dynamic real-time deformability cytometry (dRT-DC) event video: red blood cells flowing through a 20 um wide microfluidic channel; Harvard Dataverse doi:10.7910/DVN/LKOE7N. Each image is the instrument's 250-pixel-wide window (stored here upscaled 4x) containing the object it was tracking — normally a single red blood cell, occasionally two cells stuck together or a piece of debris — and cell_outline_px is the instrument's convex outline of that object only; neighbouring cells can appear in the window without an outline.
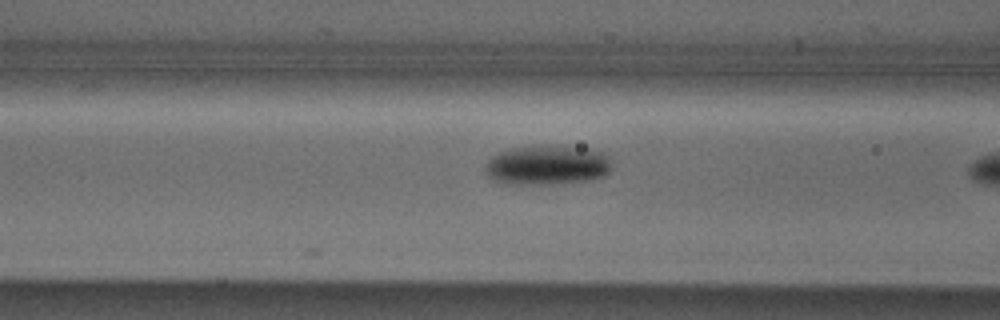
{"species": "Egyptian fruit bat (a non-hibernating species)", "species_latin": "Rousettus aegyptiacus", "temperature_condition": "cold", "stored_images_in_passage": 6, "camera_frame_rate_fps": 3000, "um_per_image_px": 0.085, "animal": {"sex": "male"}, "frame": {"image": 1, "passage_image": 6, "time_ms": 1.667, "image_size_px": [1000, 320], "cell_outline_px": [[608, 172], [604, 176], [592, 180], [552, 184], [508, 184], [492, 180], [484, 172], [484, 164], [496, 152], [508, 148], [532, 144], [548, 144], [588, 148], [604, 152], [608, 156]], "centroid_in_image_um": [46.43, 14.0], "position_along_channel_um": 120.2, "area_um2": 30.11}}